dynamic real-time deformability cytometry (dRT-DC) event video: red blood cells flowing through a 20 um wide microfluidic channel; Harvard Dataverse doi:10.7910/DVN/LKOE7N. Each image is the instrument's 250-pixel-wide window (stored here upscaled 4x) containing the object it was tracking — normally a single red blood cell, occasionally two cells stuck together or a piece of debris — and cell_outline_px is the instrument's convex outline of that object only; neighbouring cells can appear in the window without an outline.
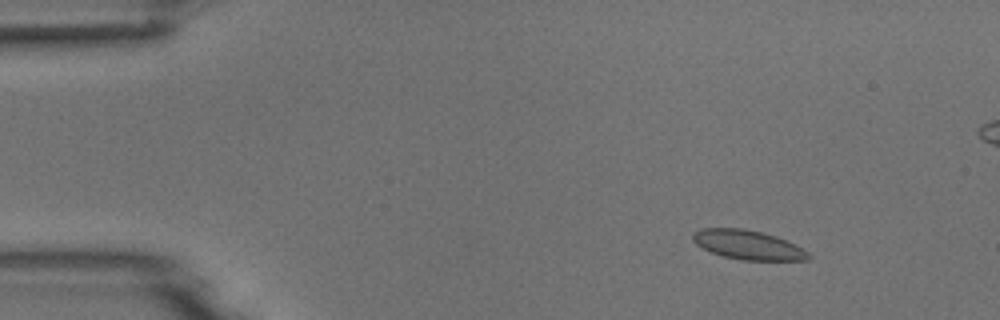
{"species": "common noctule bat (a hibernating species)", "species_latin": "Nyctalus noctula", "temperature_condition": "room temperature", "stored_images_in_passage": 55, "camera_frame_rate_fps": 3000, "um_per_image_px": 0.085, "animal": {"sex": "male", "body_mass_g": 18.8}, "frame": {"image": 1, "passage_image": 7, "time_ms": 2.0, "image_size_px": [1000, 320], "cell_outline_px": [[812, 256], [808, 260], [740, 260], [724, 256], [712, 252], [696, 244], [692, 240], [692, 232], [700, 228], [744, 228], [776, 236], [808, 252]], "centroid_in_image_um": [63.53, 20.81], "position_along_channel_um": 21.5, "area_um2": 19.54}}
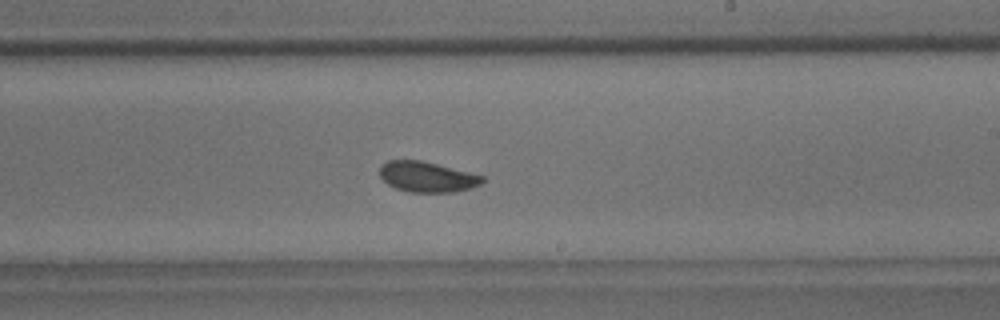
{"frame": {"image": 2, "passage_image": 32, "time_ms": 10.333, "image_size_px": [1000, 320], "cell_outline_px": [[484, 180], [480, 184], [472, 188], [456, 192], [408, 192], [396, 188], [388, 184], [380, 176], [380, 164], [388, 160], [420, 160], [484, 176]], "centroid_in_image_um": [36.29, 15.04], "position_along_channel_um": 252.7, "area_um2": 18.15}}
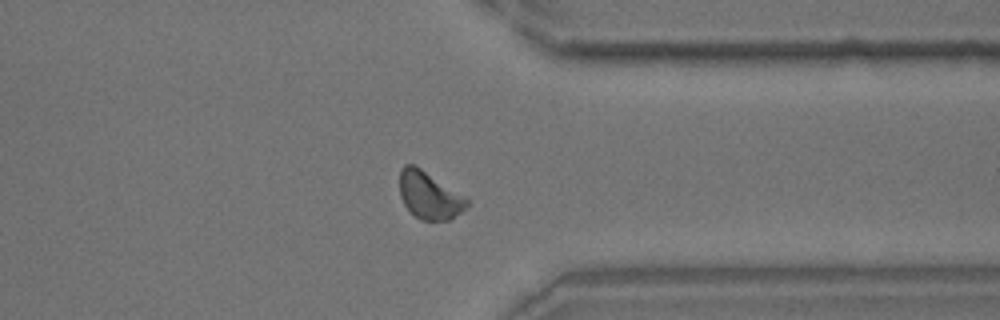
{"frame": {"image": 3, "passage_image": 42, "time_ms": 13.667, "image_size_px": [1000, 320], "cell_outline_px": [[468, 208], [448, 220], [424, 220], [416, 216], [404, 204], [400, 196], [400, 168], [404, 164], [416, 164], [468, 196]], "centroid_in_image_um": [36.53, 16.55], "position_along_channel_um": 374.9, "area_um2": 19.02}}